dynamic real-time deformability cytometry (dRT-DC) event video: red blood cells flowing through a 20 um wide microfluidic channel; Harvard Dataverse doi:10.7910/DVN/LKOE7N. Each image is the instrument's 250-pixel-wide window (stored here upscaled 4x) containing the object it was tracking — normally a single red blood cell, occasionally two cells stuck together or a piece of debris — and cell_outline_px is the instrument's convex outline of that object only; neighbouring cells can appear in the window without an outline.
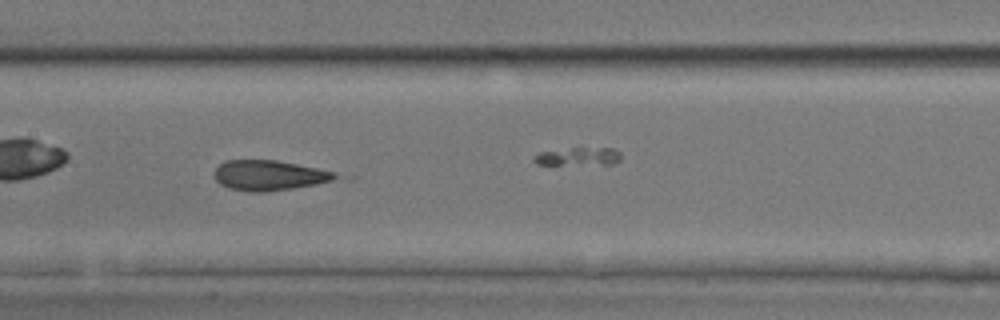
{"species": "common noctule bat (a hibernating species)", "species_latin": "Nyctalus noctula", "temperature_condition": "room temperature", "stored_images_in_passage": 36, "camera_frame_rate_fps": 3000, "um_per_image_px": 0.085, "animal": {"sex": "male", "body_mass_g": 17.9, "forearm_length_mm": 54.2}, "frame": {"image": 1, "passage_image": 21, "time_ms": 6.667, "image_size_px": [1000, 320], "cell_outline_px": [[344, 176], [332, 180], [316, 184], [292, 188], [260, 192], [252, 192], [228, 188], [220, 184], [212, 176], [212, 172], [224, 160], [276, 160], [316, 168], [332, 172]], "centroid_in_image_um": [22.81, 14.9], "position_along_channel_um": 184.6, "area_um2": 21.21}}